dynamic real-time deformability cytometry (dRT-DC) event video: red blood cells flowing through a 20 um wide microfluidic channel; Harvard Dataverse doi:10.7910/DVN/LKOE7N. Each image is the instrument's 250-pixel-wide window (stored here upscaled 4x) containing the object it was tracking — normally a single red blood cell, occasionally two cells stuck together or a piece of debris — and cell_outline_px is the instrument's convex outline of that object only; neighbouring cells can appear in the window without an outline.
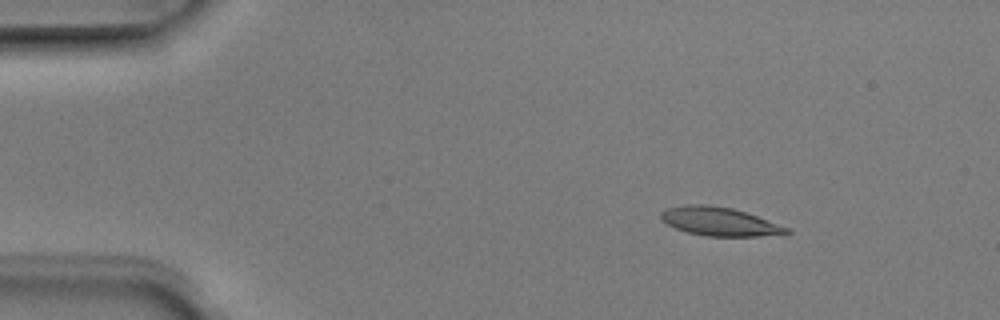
{"species": "Egyptian fruit bat (a non-hibernating species)", "species_latin": "Rousettus aegyptiacus", "temperature_condition": "room temperature", "stored_images_in_passage": 6, "camera_frame_rate_fps": 3000, "um_per_image_px": 0.085, "animal": {"sex": "male"}, "frame": {"image": 1, "passage_image": 3, "time_ms": 0.667, "image_size_px": [1000, 320], "cell_outline_px": [[792, 232], [760, 236], [704, 236], [688, 232], [676, 228], [668, 224], [660, 216], [660, 212], [664, 208], [688, 204], [704, 204], [732, 208], [756, 216], [788, 228]], "centroid_in_image_um": [61.09, 18.82], "position_along_channel_um": 23.9, "area_um2": 20.58}}
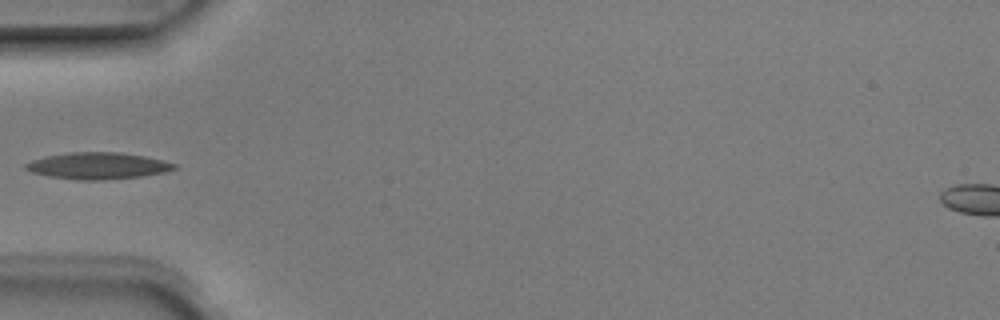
{"frame": {"image": 2, "passage_image": 5, "time_ms": 1.333, "image_size_px": [1000, 320], "cell_outline_px": [[180, 168], [164, 172], [144, 176], [100, 180], [80, 180], [48, 176], [32, 172], [24, 168], [24, 164], [32, 160], [44, 156], [68, 152], [120, 152], [144, 156], [164, 160], [180, 164]], "centroid_in_image_um": [8.36, 14.08], "position_along_channel_um": 76.6, "area_um2": 23.35}}
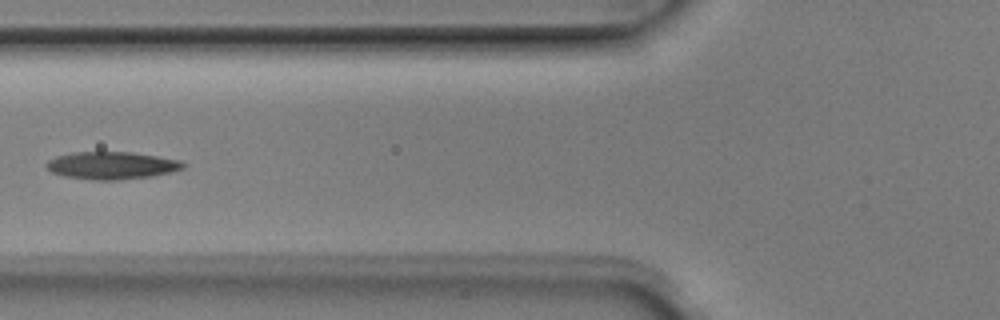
{"frame": {"image": 3, "passage_image": 6, "time_ms": 1.667, "image_size_px": [1000, 320], "cell_outline_px": [[184, 168], [172, 172], [152, 176], [116, 180], [92, 180], [64, 176], [52, 172], [44, 164], [48, 160], [56, 156], [72, 152], [132, 152], [180, 160], [184, 164]], "centroid_in_image_um": [9.47, 14.06], "position_along_channel_um": 116.3, "area_um2": 21.91}}